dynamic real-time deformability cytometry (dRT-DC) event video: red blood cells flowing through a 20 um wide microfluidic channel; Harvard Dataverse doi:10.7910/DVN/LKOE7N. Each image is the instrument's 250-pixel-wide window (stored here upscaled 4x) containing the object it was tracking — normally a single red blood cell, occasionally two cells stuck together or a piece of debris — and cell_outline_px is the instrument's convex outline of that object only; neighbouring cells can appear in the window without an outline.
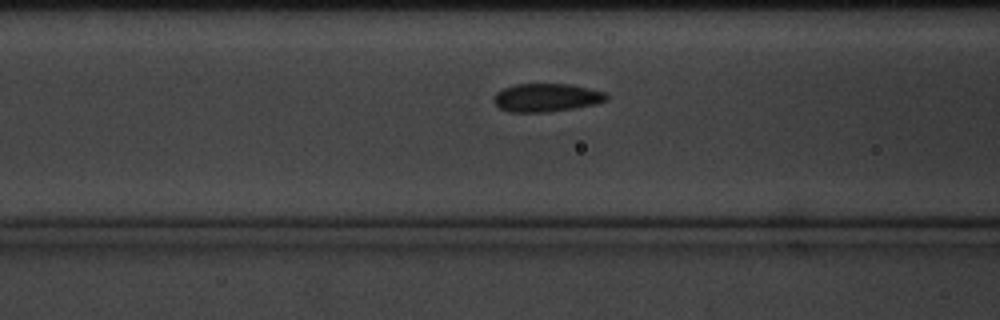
{"species": "common noctule bat (a hibernating species)", "species_latin": "Nyctalus noctula", "temperature_condition": "cold", "stored_images_in_passage": 44, "camera_frame_rate_fps": 3000, "um_per_image_px": 0.085, "animal": {"sex": "male", "body_mass_g": 20.1, "forearm_length_mm": 53.5}, "frame": {"image": 1, "passage_image": 13, "time_ms": 4.0, "image_size_px": [1000, 320], "cell_outline_px": [[608, 100], [596, 104], [548, 112], [508, 112], [500, 108], [492, 100], [492, 96], [496, 92], [512, 84], [572, 84], [604, 92], [608, 96]], "centroid_in_image_um": [46.41, 8.29], "position_along_channel_um": 120.2, "area_um2": 18.67}}
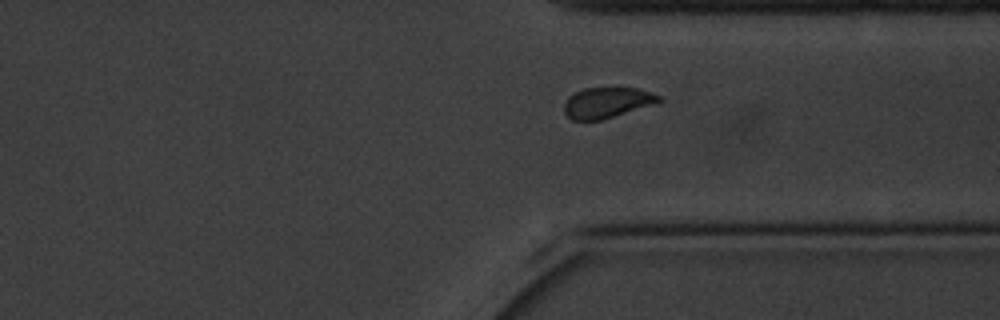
{"frame": {"image": 2, "passage_image": 35, "time_ms": 11.333, "image_size_px": [1000, 320], "cell_outline_px": [[664, 100], [660, 104], [600, 120], [572, 120], [564, 112], [564, 100], [568, 96], [584, 88], [636, 88], [652, 92], [660, 96]], "centroid_in_image_um": [51.66, 8.73], "position_along_channel_um": 359.7, "area_um2": 17.28}}
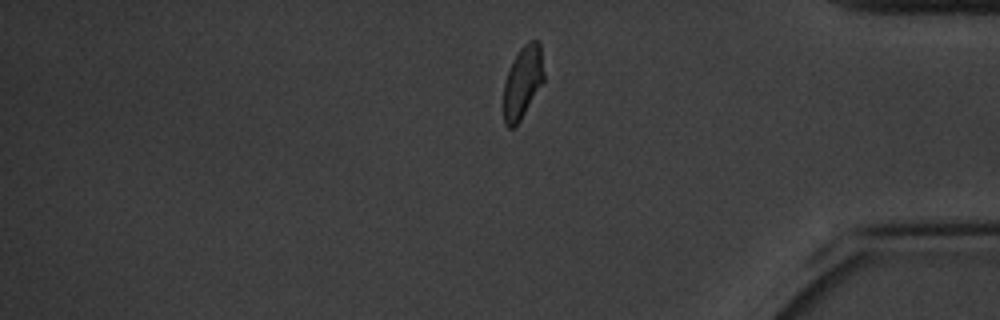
{"frame": {"image": 3, "passage_image": 40, "time_ms": 13.0, "image_size_px": [1000, 320], "cell_outline_px": [[544, 80], [520, 120], [512, 128], [508, 128], [504, 124], [504, 84], [508, 72], [520, 48], [524, 44], [532, 40], [540, 40], [544, 72]], "centroid_in_image_um": [44.44, 6.96], "position_along_channel_um": 390.8, "area_um2": 16.7}}